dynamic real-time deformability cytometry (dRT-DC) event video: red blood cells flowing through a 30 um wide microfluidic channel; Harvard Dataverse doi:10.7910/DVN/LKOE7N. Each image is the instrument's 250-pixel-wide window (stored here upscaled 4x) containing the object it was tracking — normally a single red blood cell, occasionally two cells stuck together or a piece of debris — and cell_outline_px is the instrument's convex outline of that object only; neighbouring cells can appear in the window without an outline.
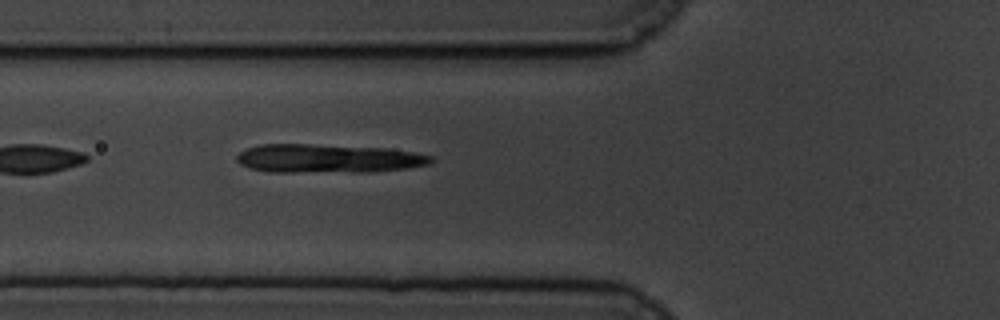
{"species": "common noctule bat (a hibernating species)", "species_latin": "Nyctalus noctula", "temperature_condition": "cold", "stored_images_in_passage": 25, "camera_frame_rate_fps": 3000, "um_per_image_px": 0.085, "animal": {"sex": "male", "body_mass_g": 19.5, "forearm_length_mm": 54.6}, "frame": {"image": 1, "passage_image": 4, "time_ms": 1.0, "image_size_px": [1000, 320], "cell_outline_px": [[432, 160], [428, 164], [408, 168], [368, 172], [272, 172], [252, 168], [240, 164], [236, 160], [236, 156], [240, 152], [248, 148], [260, 144], [308, 144], [384, 148], [412, 152], [432, 156]], "centroid_in_image_um": [27.86, 13.48], "position_along_channel_um": 97.9, "area_um2": 32.25}}